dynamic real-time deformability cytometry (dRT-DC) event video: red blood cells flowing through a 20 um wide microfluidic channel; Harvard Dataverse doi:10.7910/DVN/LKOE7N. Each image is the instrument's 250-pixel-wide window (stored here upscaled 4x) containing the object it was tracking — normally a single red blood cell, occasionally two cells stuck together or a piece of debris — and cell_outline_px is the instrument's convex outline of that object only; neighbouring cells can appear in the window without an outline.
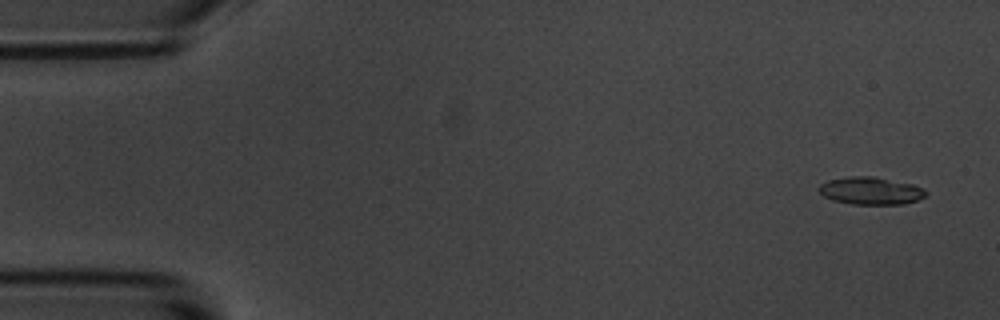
{"species": "common noctule bat (a hibernating species)", "species_latin": "Nyctalus noctula", "temperature_condition": "room temperature", "stored_images_in_passage": 5, "camera_frame_rate_fps": 3000, "um_per_image_px": 0.085, "animal": {"sex": "male", "body_mass_g": 20.1, "forearm_length_mm": 53.5}, "frame": {"image": 1, "passage_image": 1, "time_ms": 0.0, "image_size_px": [1000, 320], "cell_outline_px": [[928, 192], [924, 196], [916, 200], [904, 204], [852, 204], [832, 200], [824, 196], [816, 188], [820, 184], [828, 180], [848, 176], [872, 176], [912, 184], [924, 188]], "centroid_in_image_um": [73.98, 16.21], "position_along_channel_um": 11.0, "area_um2": 17.17}}